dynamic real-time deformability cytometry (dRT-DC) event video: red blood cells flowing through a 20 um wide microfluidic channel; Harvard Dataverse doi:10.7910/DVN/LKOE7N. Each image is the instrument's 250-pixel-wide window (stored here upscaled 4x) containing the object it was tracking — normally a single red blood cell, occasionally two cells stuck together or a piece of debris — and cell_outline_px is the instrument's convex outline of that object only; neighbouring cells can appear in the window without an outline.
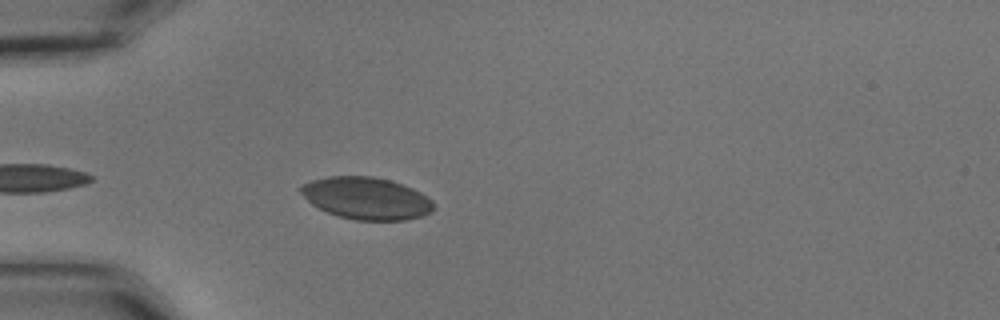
{"species": "common noctule bat (a hibernating species)", "species_latin": "Nyctalus noctula", "temperature_condition": "cold", "stored_images_in_passage": 7, "camera_frame_rate_fps": 3000, "um_per_image_px": 0.085, "animal": {"sex": "male", "body_mass_g": 15.6}, "frame": {"image": 1, "passage_image": 4, "time_ms": 1.0, "image_size_px": [1000, 320], "cell_outline_px": [[436, 204], [432, 212], [424, 216], [404, 220], [356, 220], [340, 216], [328, 212], [312, 204], [300, 192], [300, 184], [312, 180], [328, 176], [372, 176], [392, 180], [412, 188], [420, 192], [432, 200]], "centroid_in_image_um": [31.18, 16.84], "position_along_channel_um": 53.8, "area_um2": 32.71}}